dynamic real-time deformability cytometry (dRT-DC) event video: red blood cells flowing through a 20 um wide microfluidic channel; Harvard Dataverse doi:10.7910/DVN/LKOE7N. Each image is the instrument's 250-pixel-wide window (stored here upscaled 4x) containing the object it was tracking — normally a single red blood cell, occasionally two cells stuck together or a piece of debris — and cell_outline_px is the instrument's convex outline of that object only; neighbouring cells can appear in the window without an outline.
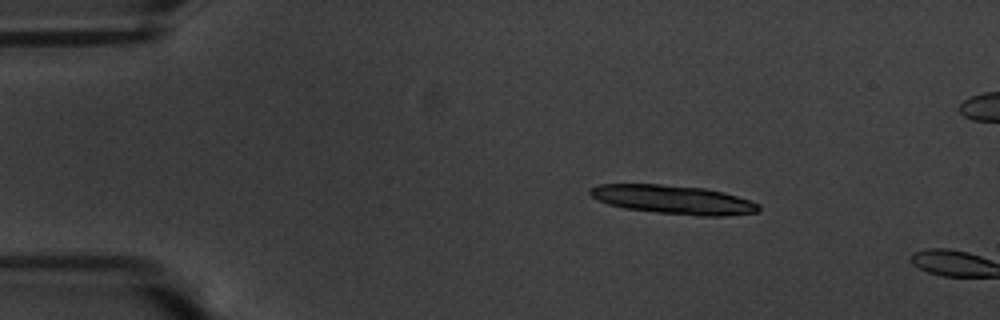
{"species": "common noctule bat (a hibernating species)", "species_latin": "Nyctalus noctula", "temperature_condition": "warm", "stored_images_in_passage": 3, "camera_frame_rate_fps": 3000, "um_per_image_px": 0.085, "animal": {"sex": "male", "body_mass_g": 20.1, "forearm_length_mm": 53.5}, "frame": {"image": 1, "passage_image": 1, "time_ms": 0.0, "image_size_px": [1000, 320], "cell_outline_px": [[760, 208], [756, 212], [724, 216], [700, 216], [656, 212], [624, 208], [608, 204], [592, 196], [588, 192], [588, 188], [596, 184], [660, 184], [704, 188], [724, 192], [760, 204]], "centroid_in_image_um": [57.2, 16.96], "position_along_channel_um": 27.8, "area_um2": 28.21}}